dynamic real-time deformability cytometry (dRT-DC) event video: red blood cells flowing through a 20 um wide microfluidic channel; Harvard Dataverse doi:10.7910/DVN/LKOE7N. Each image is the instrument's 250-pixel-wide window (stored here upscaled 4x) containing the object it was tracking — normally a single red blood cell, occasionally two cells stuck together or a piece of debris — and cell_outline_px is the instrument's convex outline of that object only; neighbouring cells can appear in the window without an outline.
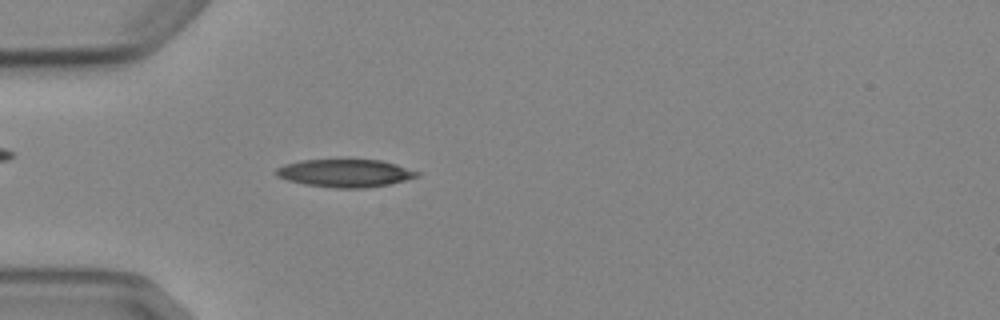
{"species": "Egyptian fruit bat (a non-hibernating species)", "species_latin": "Rousettus aegyptiacus", "temperature_condition": "cold", "stored_images_in_passage": 3, "camera_frame_rate_fps": 3000, "um_per_image_px": 0.085, "animal": {"sex": "female"}, "frame": {"image": 1, "passage_image": 3, "time_ms": 3.0, "image_size_px": [1000, 320], "cell_outline_px": [[420, 176], [388, 184], [364, 188], [336, 188], [304, 184], [288, 180], [276, 176], [272, 172], [276, 168], [284, 164], [300, 160], [380, 160], [396, 164], [420, 172]], "centroid_in_image_um": [29.29, 14.71], "position_along_channel_um": 55.7, "area_um2": 22.83}}